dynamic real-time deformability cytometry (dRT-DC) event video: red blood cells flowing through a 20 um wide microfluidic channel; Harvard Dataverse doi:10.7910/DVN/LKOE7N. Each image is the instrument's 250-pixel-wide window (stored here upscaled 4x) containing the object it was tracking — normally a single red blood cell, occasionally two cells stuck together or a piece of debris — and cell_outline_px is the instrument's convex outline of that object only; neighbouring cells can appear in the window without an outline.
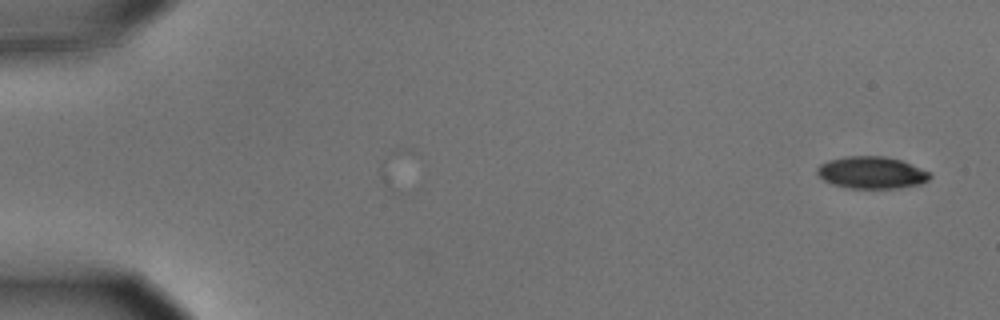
{"species": "common noctule bat (a hibernating species)", "species_latin": "Nyctalus noctula", "temperature_condition": "cold", "stored_images_in_passage": 3, "camera_frame_rate_fps": 3000, "um_per_image_px": 0.085, "animal": {"sex": "male", "body_mass_g": 15.6}, "frame": {"image": 1, "passage_image": 3, "time_ms": 0.667, "image_size_px": [1000, 320], "cell_outline_px": [[932, 176], [928, 180], [920, 184], [896, 188], [848, 188], [832, 184], [824, 180], [816, 172], [816, 168], [820, 164], [828, 160], [848, 156], [884, 156], [900, 160], [932, 172]], "centroid_in_image_um": [74.09, 14.67], "position_along_channel_um": 10.9, "area_um2": 21.1}}